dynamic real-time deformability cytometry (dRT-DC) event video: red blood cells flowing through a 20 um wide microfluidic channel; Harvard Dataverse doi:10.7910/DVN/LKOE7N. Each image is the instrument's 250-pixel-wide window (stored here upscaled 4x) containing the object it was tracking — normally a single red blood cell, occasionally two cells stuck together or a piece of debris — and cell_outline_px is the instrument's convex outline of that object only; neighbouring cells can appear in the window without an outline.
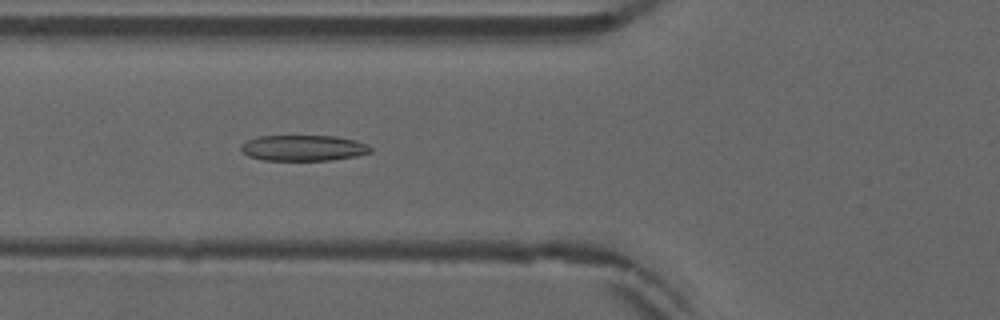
{"species": "common noctule bat (a hibernating species)", "species_latin": "Nyctalus noctula", "temperature_condition": "warm", "stored_images_in_passage": 52, "camera_frame_rate_fps": 3000, "um_per_image_px": 0.085, "animal": {"sex": "male", "forearm_length_mm": 52.5}, "frame": {"image": 1, "passage_image": 19, "time_ms": 6.0, "image_size_px": [1000, 320], "cell_outline_px": [[372, 152], [356, 156], [332, 160], [260, 160], [248, 156], [240, 148], [240, 144], [248, 140], [260, 136], [336, 136], [356, 140], [372, 148]], "centroid_in_image_um": [25.78, 12.58], "position_along_channel_um": 100.0, "area_um2": 19.48}}
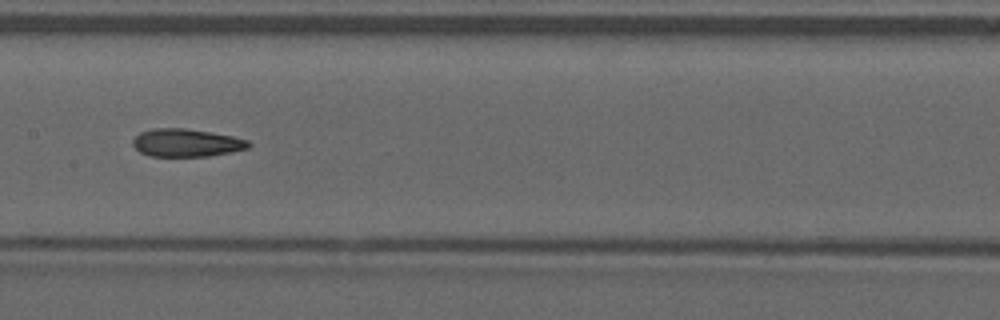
{"frame": {"image": 2, "passage_image": 26, "time_ms": 8.333, "image_size_px": [1000, 320], "cell_outline_px": [[252, 144], [248, 148], [232, 152], [208, 156], [148, 156], [140, 152], [132, 144], [132, 140], [140, 132], [156, 128], [184, 128], [232, 136], [248, 140]], "centroid_in_image_um": [15.84, 12.14], "position_along_channel_um": 191.6, "area_um2": 18.73}}
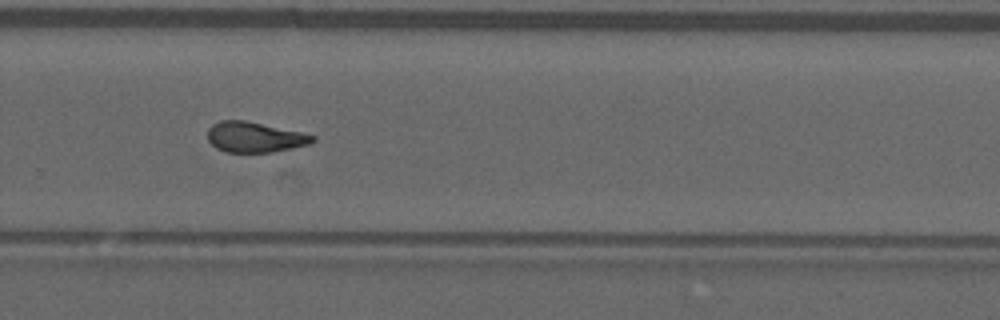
{"frame": {"image": 3, "passage_image": 35, "time_ms": 11.333, "image_size_px": [1000, 320], "cell_outline_px": [[316, 140], [312, 144], [272, 152], [224, 152], [216, 148], [208, 140], [208, 128], [212, 124], [220, 120], [244, 120], [304, 132], [316, 136]], "centroid_in_image_um": [21.68, 11.65], "position_along_channel_um": 308.1, "area_um2": 18.84}, "authors_computed_cell_mechanics": {"area_um2": 19.2474, "velocity_mm_per_s": 3.9002, "shape_relaxation_time_tau1_ms": null, "shape_relaxation_time_tau2_ms": 2.4562, "deformation_change_tau1": null, "deformation_change_tau2": 0.1051}}